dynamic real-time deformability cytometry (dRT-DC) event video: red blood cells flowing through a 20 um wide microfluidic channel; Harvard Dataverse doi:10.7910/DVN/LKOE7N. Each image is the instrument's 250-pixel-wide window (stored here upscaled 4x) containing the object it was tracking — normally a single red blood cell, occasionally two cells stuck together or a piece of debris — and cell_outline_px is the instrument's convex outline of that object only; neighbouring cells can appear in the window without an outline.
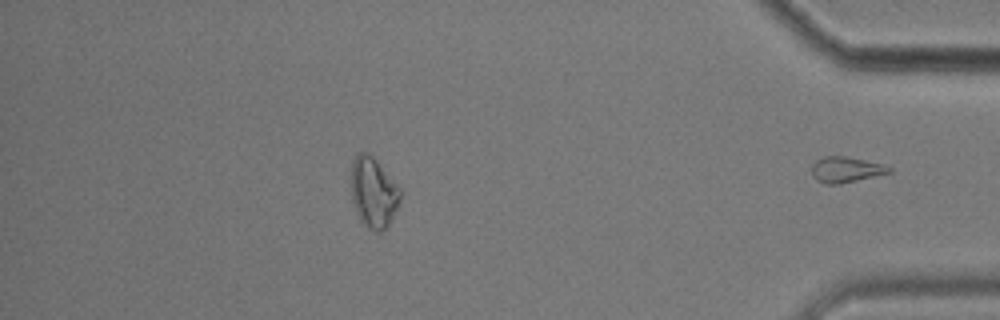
{"species": "common noctule bat (a hibernating species)", "species_latin": "Nyctalus noctula", "temperature_condition": "cold", "stored_images_in_passage": 49, "segment_of_instrument_passage": [2, 2], "camera_frame_rate_fps": 3000, "um_per_image_px": 0.085, "animal": {"sex": "male", "body_mass_g": 17.9}, "frame": {"image": 1, "passage_image": 49, "time_ms": 16.0, "image_size_px": [1000, 320], "cell_outline_px": [[892, 172], [840, 184], [824, 184], [816, 180], [812, 176], [812, 164], [816, 160], [824, 156], [844, 156], [884, 164], [892, 168]], "centroid_in_image_um": [71.89, 14.42], "position_along_channel_um": 363.3, "area_um2": 11.62}}